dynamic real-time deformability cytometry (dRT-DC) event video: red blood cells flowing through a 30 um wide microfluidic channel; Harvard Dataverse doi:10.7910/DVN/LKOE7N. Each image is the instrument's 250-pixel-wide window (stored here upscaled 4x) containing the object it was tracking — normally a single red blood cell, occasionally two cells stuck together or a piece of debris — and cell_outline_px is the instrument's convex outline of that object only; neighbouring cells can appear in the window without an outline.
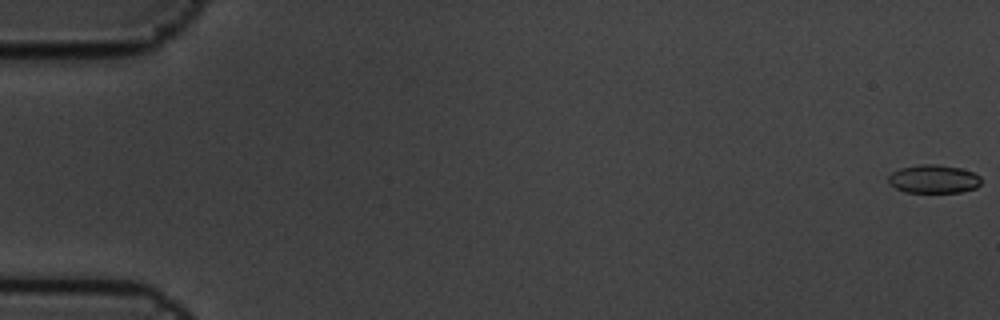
{"species": "common noctule bat (a hibernating species)", "species_latin": "Nyctalus noctula", "temperature_condition": "cold", "stored_images_in_passage": 6, "camera_frame_rate_fps": 3000, "um_per_image_px": 0.085, "animal": {"sex": "male", "body_mass_g": 19.5, "forearm_length_mm": 54.6}, "frame": {"image": 1, "passage_image": 1, "time_ms": 0.0, "image_size_px": [1000, 320], "cell_outline_px": [[980, 184], [976, 188], [960, 192], [904, 192], [888, 184], [888, 176], [892, 172], [900, 168], [920, 164], [936, 164], [960, 168], [972, 172], [980, 176]], "centroid_in_image_um": [79.33, 15.21], "position_along_channel_um": 5.7, "area_um2": 15.37}}
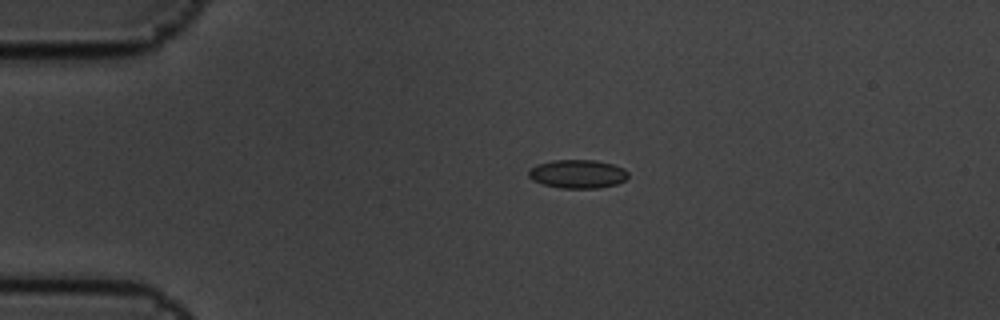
{"frame": {"image": 2, "passage_image": 4, "time_ms": 1.0, "image_size_px": [1000, 320], "cell_outline_px": [[628, 176], [624, 180], [616, 184], [596, 188], [560, 188], [544, 184], [532, 180], [528, 176], [528, 168], [536, 164], [552, 160], [596, 160], [612, 164], [624, 168], [628, 172]], "centroid_in_image_um": [49.06, 14.77], "position_along_channel_um": 35.9, "area_um2": 16.65}}
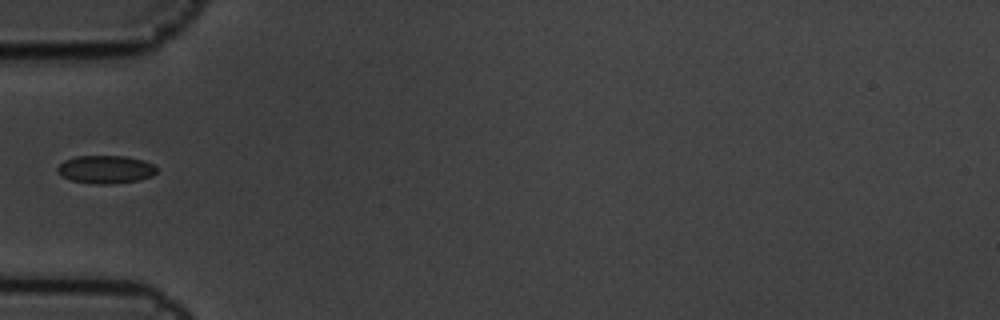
{"frame": {"image": 3, "passage_image": 6, "time_ms": 1.667, "image_size_px": [1000, 320], "cell_outline_px": [[156, 172], [152, 176], [136, 180], [108, 184], [92, 184], [72, 180], [60, 176], [56, 172], [56, 168], [64, 160], [76, 156], [124, 156], [144, 160], [152, 164], [156, 168]], "centroid_in_image_um": [8.93, 14.39], "position_along_channel_um": 76.1, "area_um2": 16.18}}